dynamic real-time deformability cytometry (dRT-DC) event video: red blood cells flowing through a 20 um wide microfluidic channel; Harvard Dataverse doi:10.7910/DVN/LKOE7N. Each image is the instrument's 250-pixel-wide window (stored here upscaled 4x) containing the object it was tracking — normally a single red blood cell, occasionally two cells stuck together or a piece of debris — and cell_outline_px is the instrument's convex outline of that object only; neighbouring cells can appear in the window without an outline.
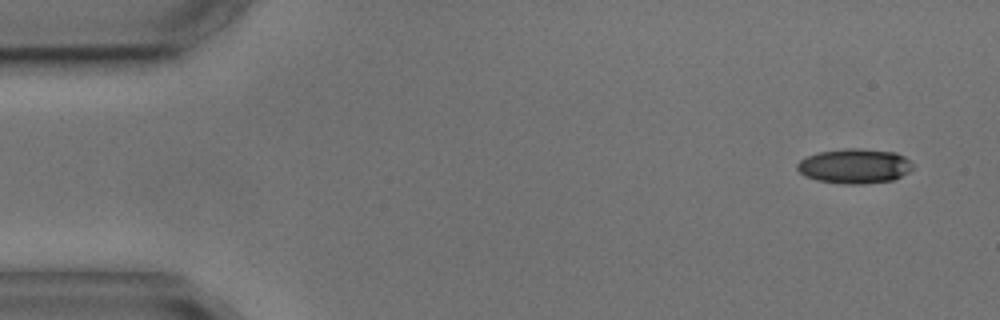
{"species": "common noctule bat (a hibernating species)", "species_latin": "Nyctalus noctula", "temperature_condition": "cold", "stored_images_in_passage": 5, "camera_frame_rate_fps": 3000, "um_per_image_px": 0.085, "animal": {"sex": "male", "body_mass_g": 17.9, "forearm_length_mm": 54.2}, "frame": {"image": 1, "passage_image": 1, "time_ms": 0.0, "image_size_px": [1000, 320], "cell_outline_px": [[912, 168], [908, 172], [892, 180], [864, 184], [844, 184], [816, 180], [804, 176], [796, 168], [796, 164], [800, 160], [808, 156], [820, 152], [848, 148], [860, 148], [896, 152], [904, 156], [912, 164]], "centroid_in_image_um": [72.62, 14.12], "position_along_channel_um": 12.4, "area_um2": 23.35}}
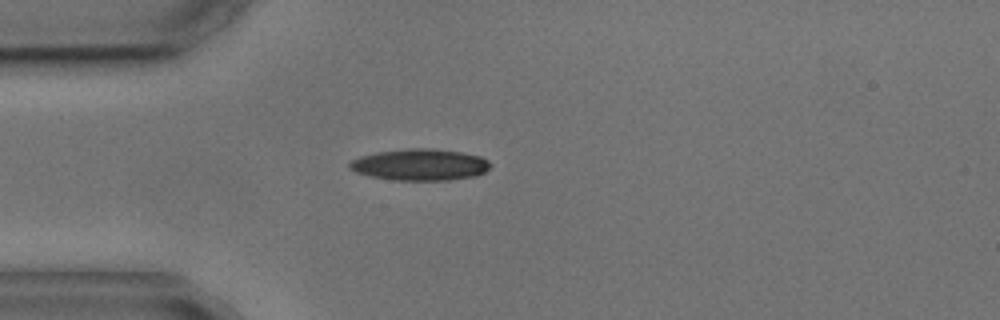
{"frame": {"image": 2, "passage_image": 4, "time_ms": 3.667, "image_size_px": [1000, 320], "cell_outline_px": [[492, 164], [484, 172], [476, 176], [448, 180], [392, 180], [368, 176], [356, 172], [348, 168], [348, 164], [352, 160], [360, 156], [376, 152], [408, 148], [432, 148], [460, 152], [480, 156], [488, 160]], "centroid_in_image_um": [35.68, 14.0], "position_along_channel_um": 49.3, "area_um2": 26.01}}